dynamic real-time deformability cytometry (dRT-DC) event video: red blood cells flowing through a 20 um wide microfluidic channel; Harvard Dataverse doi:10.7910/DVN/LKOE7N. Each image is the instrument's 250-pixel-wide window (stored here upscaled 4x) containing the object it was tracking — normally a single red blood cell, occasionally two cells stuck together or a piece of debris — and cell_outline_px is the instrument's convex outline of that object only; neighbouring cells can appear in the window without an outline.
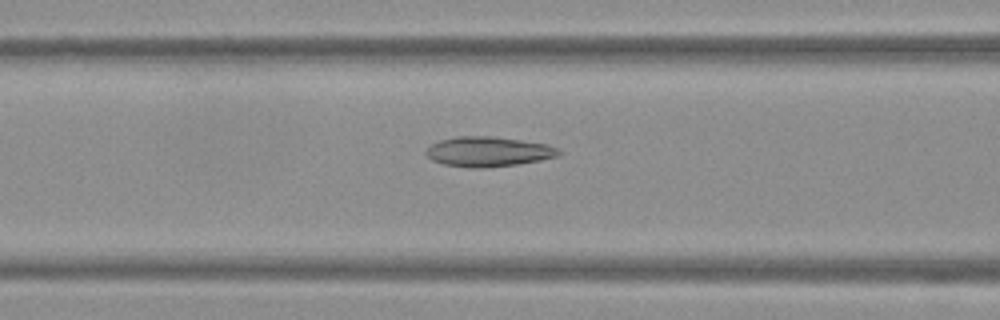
{"species": "Egyptian fruit bat (a non-hibernating species)", "species_latin": "Rousettus aegyptiacus", "temperature_condition": "warm", "stored_images_in_passage": 53, "camera_frame_rate_fps": 3000, "um_per_image_px": 0.085, "frame": {"image": 1, "passage_image": 22, "time_ms": 7.0, "image_size_px": [1000, 320], "cell_outline_px": [[560, 152], [556, 156], [540, 160], [516, 164], [484, 168], [468, 168], [444, 164], [432, 160], [424, 152], [432, 144], [440, 140], [456, 136], [492, 136], [548, 144], [560, 148]], "centroid_in_image_um": [41.49, 12.89], "position_along_channel_um": 125.1, "area_um2": 23.06}}
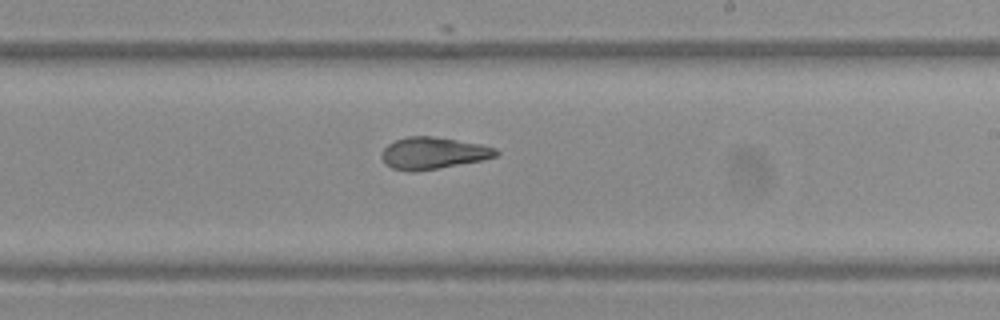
{"frame": {"image": 2, "passage_image": 32, "time_ms": 10.333, "image_size_px": [1000, 320], "cell_outline_px": [[500, 152], [496, 156], [484, 160], [412, 172], [392, 168], [384, 164], [380, 156], [380, 152], [388, 144], [396, 140], [408, 136], [432, 136], [480, 144], [496, 148]], "centroid_in_image_um": [36.79, 13.01], "position_along_channel_um": 252.2, "area_um2": 21.21}}
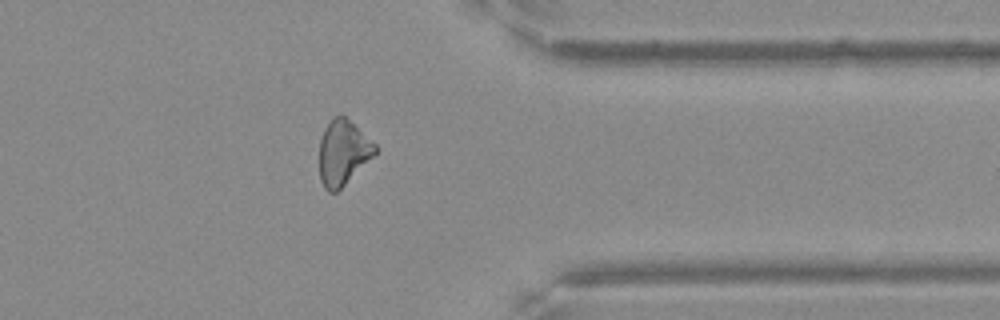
{"frame": {"image": 3, "passage_image": 43, "time_ms": 14.0, "image_size_px": [1000, 320], "cell_outline_px": [[376, 156], [336, 192], [328, 192], [324, 188], [320, 180], [320, 140], [324, 128], [336, 116], [344, 116], [376, 144]], "centroid_in_image_um": [29.17, 13.01], "position_along_channel_um": 382.2, "area_um2": 20.98}, "authors_computed_cell_mechanics": {"area_um2": 22.8888, "velocity_mm_per_s": 3.8077, "shape_relaxation_time_tau1_ms": null, "shape_relaxation_time_tau2_ms": 1.7729, "deformation_change_tau1": null, "deformation_change_tau2": 0.079}}